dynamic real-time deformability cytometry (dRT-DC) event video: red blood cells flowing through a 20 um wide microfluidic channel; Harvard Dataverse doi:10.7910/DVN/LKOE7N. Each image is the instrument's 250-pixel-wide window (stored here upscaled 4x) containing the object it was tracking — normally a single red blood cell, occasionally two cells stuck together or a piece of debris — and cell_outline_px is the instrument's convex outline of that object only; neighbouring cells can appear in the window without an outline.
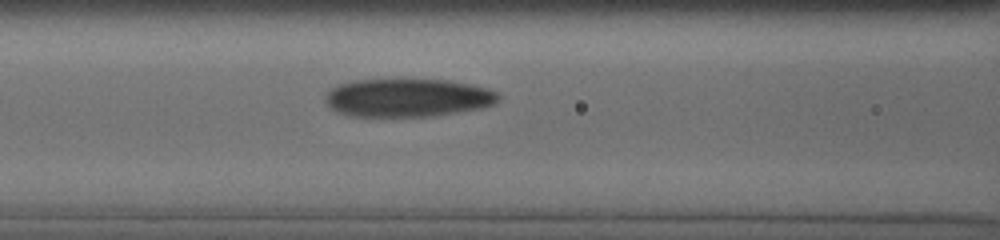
{"species": "human", "species_latin": "Homo sapiens", "temperature_condition": "cold", "stored_images_in_passage": 7, "segment_of_instrument_passage": [1, 2], "camera_frame_rate_fps": 3000, "um_per_image_px": 0.085, "donor": {"sex": "male"}, "frame": {"image": 1, "passage_image": 6, "time_ms": 4.0, "image_size_px": [1000, 240], "cell_outline_px": [[500, 96], [492, 104], [480, 108], [432, 116], [348, 116], [332, 108], [324, 100], [328, 92], [332, 88], [340, 84], [356, 80], [448, 80], [468, 84], [484, 88], [496, 92]], "centroid_in_image_um": [34.62, 8.31], "position_along_channel_um": 132.0, "area_um2": 37.86}}